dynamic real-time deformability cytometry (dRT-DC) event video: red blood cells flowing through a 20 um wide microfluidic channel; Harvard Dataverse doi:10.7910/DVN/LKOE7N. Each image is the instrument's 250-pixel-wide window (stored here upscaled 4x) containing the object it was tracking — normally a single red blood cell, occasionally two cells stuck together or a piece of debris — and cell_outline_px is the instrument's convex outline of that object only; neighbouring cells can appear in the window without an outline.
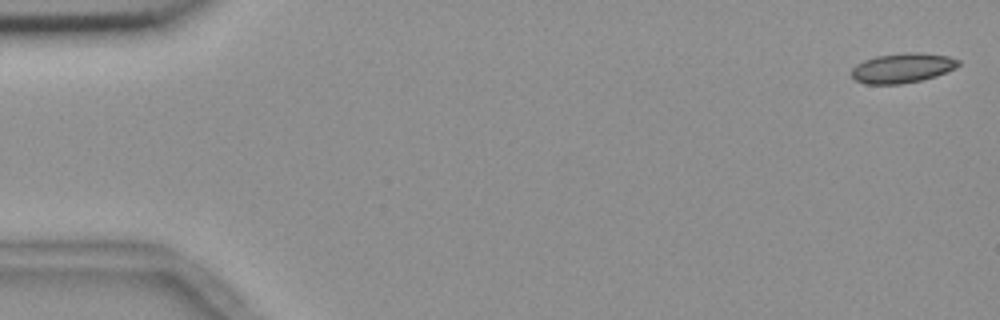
{"species": "common noctule bat (a hibernating species)", "species_latin": "Nyctalus noctula", "temperature_condition": "room temperature", "stored_images_in_passage": 53, "camera_frame_rate_fps": 3000, "um_per_image_px": 0.085, "animal": {"sex": "female", "body_mass_g": 18.4}, "frame": {"image": 1, "passage_image": 1, "time_ms": 0.0, "image_size_px": [1000, 320], "cell_outline_px": [[960, 64], [956, 68], [936, 76], [920, 80], [900, 84], [864, 84], [856, 80], [852, 76], [852, 68], [856, 64], [864, 60], [876, 56], [912, 52], [920, 52], [948, 56], [960, 60]], "centroid_in_image_um": [76.72, 5.78], "position_along_channel_um": 8.3, "area_um2": 18.5}}
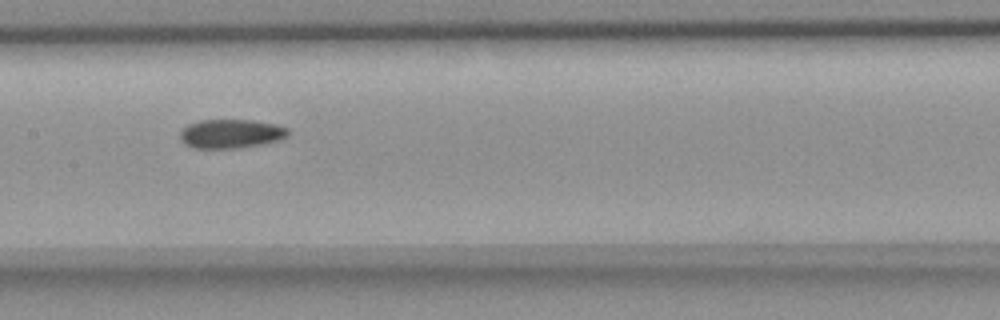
{"frame": {"image": 2, "passage_image": 27, "time_ms": 8.667, "image_size_px": [1000, 320], "cell_outline_px": [[288, 136], [280, 140], [260, 144], [236, 148], [192, 148], [184, 144], [180, 140], [180, 132], [188, 124], [200, 120], [252, 120], [276, 124], [288, 128]], "centroid_in_image_um": [19.61, 11.36], "position_along_channel_um": 187.8, "area_um2": 18.26}}
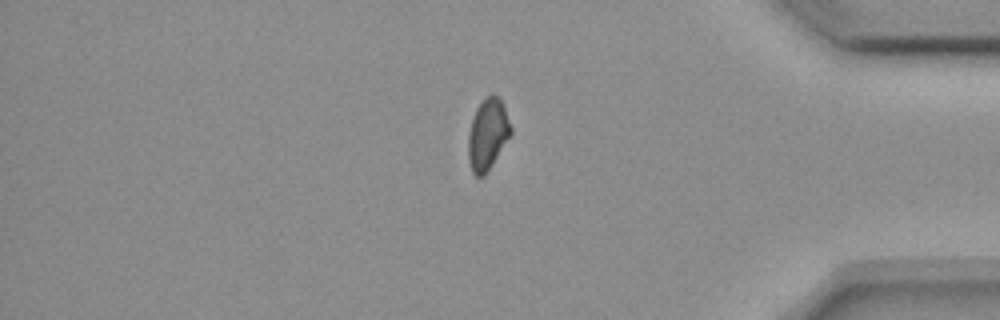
{"frame": {"image": 3, "passage_image": 46, "time_ms": 15.0, "image_size_px": [1000, 320], "cell_outline_px": [[512, 132], [492, 164], [484, 176], [476, 176], [472, 172], [468, 160], [468, 136], [472, 120], [476, 108], [492, 92], [504, 104], [512, 128]], "centroid_in_image_um": [41.45, 11.41], "position_along_channel_um": 393.7, "area_um2": 17.46}, "authors_computed_cell_mechanics": {"area_um2": 18.4382, "velocity_mm_per_s": 3.6838, "shape_relaxation_time_tau1_ms": null, "shape_relaxation_time_tau2_ms": 11.0682, "deformation_change_tau1": null, "deformation_change_tau2": 0.1508}}